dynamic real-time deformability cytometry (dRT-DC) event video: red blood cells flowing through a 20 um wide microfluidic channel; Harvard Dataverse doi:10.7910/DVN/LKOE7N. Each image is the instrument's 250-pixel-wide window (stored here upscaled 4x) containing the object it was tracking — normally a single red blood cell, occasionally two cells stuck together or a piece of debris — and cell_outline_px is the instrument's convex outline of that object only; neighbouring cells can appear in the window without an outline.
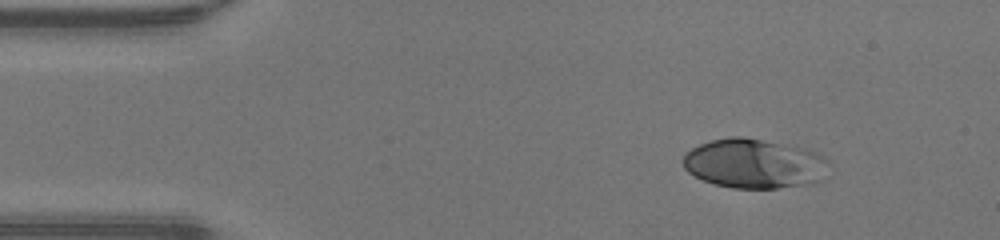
{"species": "human", "species_latin": "Homo sapiens", "temperature_condition": "warm", "stored_images_in_passage": 42, "camera_frame_rate_fps": 3000, "um_per_image_px": 0.085, "donor": {"sex": "male"}, "frame": {"image": 1, "passage_image": 1, "time_ms": 0.0, "image_size_px": [1000, 240], "cell_outline_px": [[832, 164], [824, 180], [812, 184], [776, 188], [732, 188], [712, 184], [688, 172], [684, 168], [680, 160], [692, 148], [700, 144], [712, 140], [728, 136], [744, 136], [804, 148], [816, 152], [832, 160]], "centroid_in_image_um": [64.18, 13.91], "position_along_channel_um": 20.8, "area_um2": 42.89}}
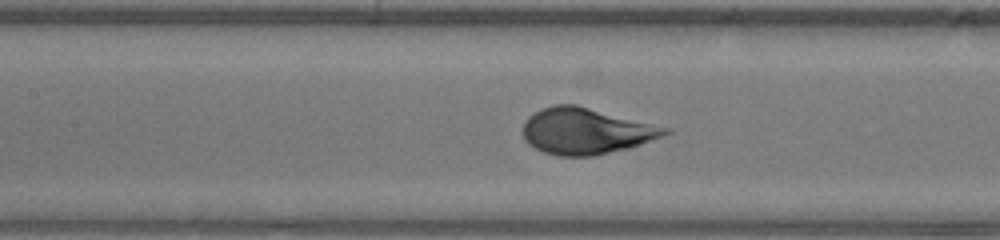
{"frame": {"image": 2, "passage_image": 16, "time_ms": 5.0, "image_size_px": [1000, 240], "cell_outline_px": [[672, 132], [640, 144], [628, 148], [592, 156], [556, 156], [544, 152], [528, 144], [524, 140], [524, 120], [528, 116], [540, 108], [552, 104], [576, 104], [672, 128]], "centroid_in_image_um": [49.79, 11.12], "position_along_channel_um": 157.6, "area_um2": 38.44}}
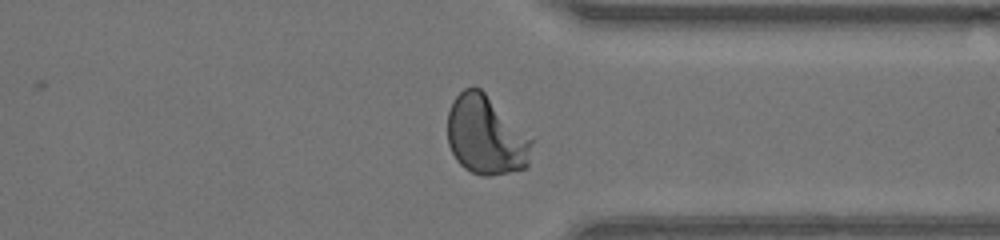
{"frame": {"image": 3, "passage_image": 31, "time_ms": 10.0, "image_size_px": [1000, 240], "cell_outline_px": [[532, 144], [528, 168], [488, 176], [480, 176], [464, 168], [456, 160], [448, 144], [448, 112], [452, 100], [464, 88], [472, 84], [480, 88], [532, 140]], "centroid_in_image_um": [41.27, 11.51], "position_along_channel_um": 370.1, "area_um2": 38.55}, "authors_computed_cell_mechanics": {"area_um2": 38.437, "velocity_mm_per_s": 4.314, "shape_relaxation_time_tau1_ms": 3.0278, "shape_relaxation_time_tau2_ms": null, "deformation_change_tau1": 0.2163, "deformation_change_tau2": null}}